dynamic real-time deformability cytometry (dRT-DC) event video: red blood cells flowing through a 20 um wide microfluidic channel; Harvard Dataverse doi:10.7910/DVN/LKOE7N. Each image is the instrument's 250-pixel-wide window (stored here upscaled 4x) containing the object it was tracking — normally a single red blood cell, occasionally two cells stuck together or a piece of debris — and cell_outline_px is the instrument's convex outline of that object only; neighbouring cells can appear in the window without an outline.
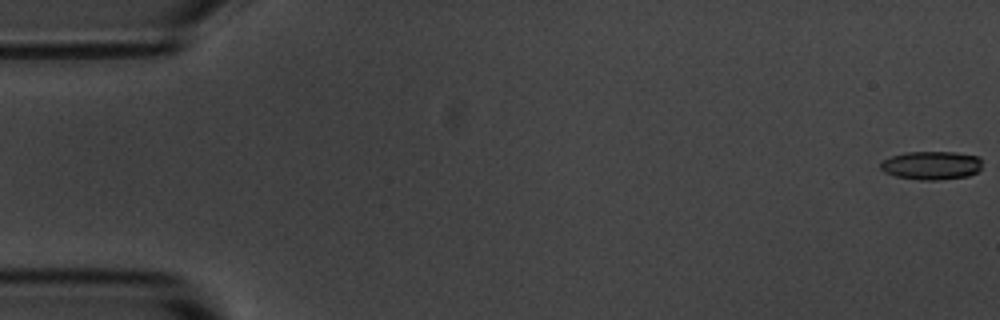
{"species": "common noctule bat (a hibernating species)", "species_latin": "Nyctalus noctula", "temperature_condition": "room temperature", "stored_images_in_passage": 7, "camera_frame_rate_fps": 3000, "um_per_image_px": 0.085, "animal": {"sex": "male", "body_mass_g": 20.1, "forearm_length_mm": 53.5}, "frame": {"image": 1, "passage_image": 1, "time_ms": 0.0, "image_size_px": [1000, 320], "cell_outline_px": [[980, 168], [976, 172], [968, 176], [936, 180], [920, 180], [896, 176], [884, 172], [880, 168], [880, 164], [884, 160], [892, 156], [904, 152], [956, 152], [980, 156]], "centroid_in_image_um": [79.17, 14.05], "position_along_channel_um": 5.8, "area_um2": 16.82}}
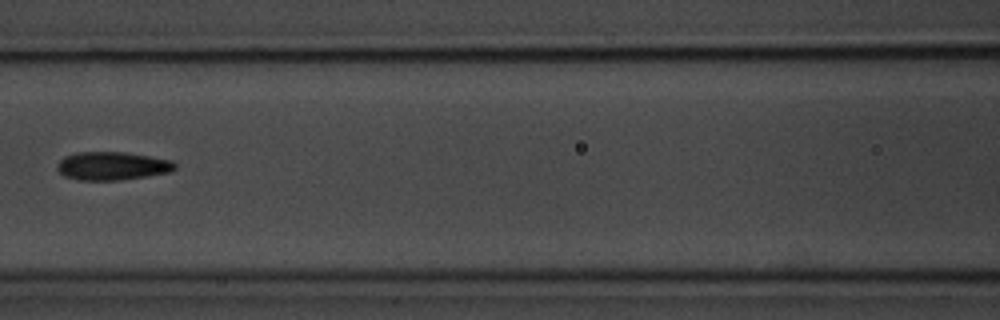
{"frame": {"image": 2, "passage_image": 7, "time_ms": 8.0, "image_size_px": [1000, 320], "cell_outline_px": [[176, 168], [168, 172], [120, 180], [76, 180], [64, 176], [56, 168], [56, 164], [64, 156], [76, 152], [124, 152], [172, 160], [176, 164]], "centroid_in_image_um": [9.48, 14.1], "position_along_channel_um": 157.1, "area_um2": 19.36}}